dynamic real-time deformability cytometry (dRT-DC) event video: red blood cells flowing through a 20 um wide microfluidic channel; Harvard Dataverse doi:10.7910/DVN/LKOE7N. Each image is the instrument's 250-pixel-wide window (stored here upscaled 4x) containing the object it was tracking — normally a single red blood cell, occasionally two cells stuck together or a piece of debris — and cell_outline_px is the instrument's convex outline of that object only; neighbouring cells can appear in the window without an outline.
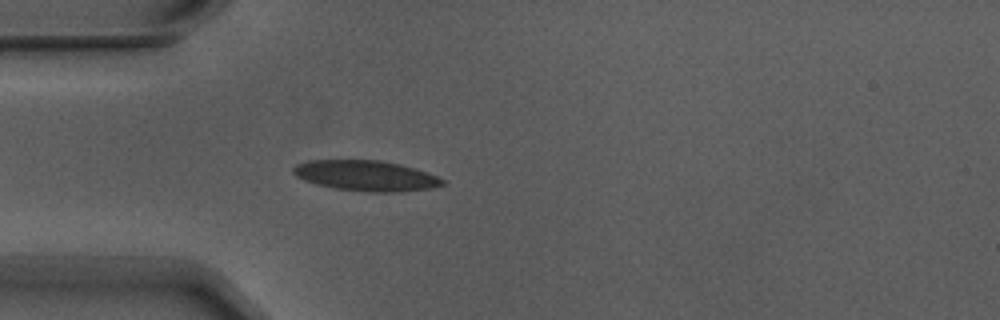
{"species": "Egyptian fruit bat (a non-hibernating species)", "species_latin": "Rousettus aegyptiacus", "temperature_condition": "warm", "stored_images_in_passage": 4, "camera_frame_rate_fps": 3000, "um_per_image_px": 0.085, "animal": {"sex": "male"}, "frame": {"image": 1, "passage_image": 4, "time_ms": 1.0, "image_size_px": [1000, 320], "cell_outline_px": [[444, 184], [432, 188], [400, 192], [368, 192], [336, 188], [316, 184], [304, 180], [296, 176], [292, 172], [292, 168], [296, 164], [308, 160], [380, 160], [400, 164], [436, 176], [444, 180]], "centroid_in_image_um": [31.06, 14.93], "position_along_channel_um": 53.9, "area_um2": 26.36}}